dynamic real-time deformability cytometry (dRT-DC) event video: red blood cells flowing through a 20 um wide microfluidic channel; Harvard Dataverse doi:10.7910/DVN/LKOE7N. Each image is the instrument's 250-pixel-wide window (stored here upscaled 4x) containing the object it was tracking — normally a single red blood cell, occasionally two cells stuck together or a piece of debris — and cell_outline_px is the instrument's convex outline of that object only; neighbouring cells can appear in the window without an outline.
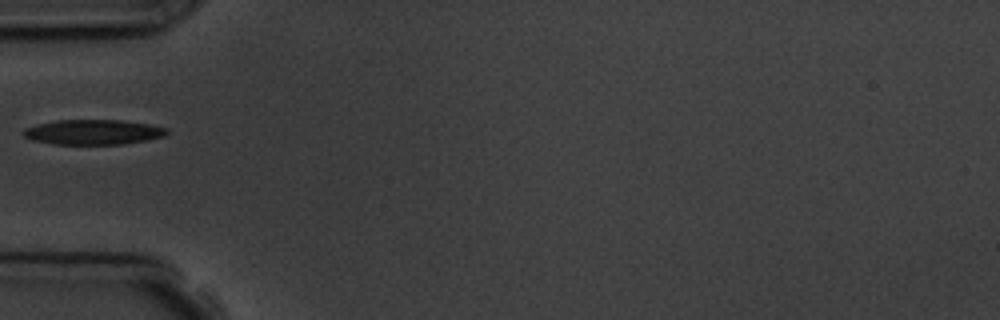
{"species": "common noctule bat (a hibernating species)", "species_latin": "Nyctalus noctula", "temperature_condition": "room temperature", "stored_images_in_passage": 1, "camera_frame_rate_fps": 3000, "um_per_image_px": 0.085, "animal": {"sex": "male", "body_mass_g": 19.5, "forearm_length_mm": 54.6}, "frame": {"image": 1, "passage_image": 1, "time_ms": 0.0, "image_size_px": [1000, 320], "cell_outline_px": [[168, 132], [164, 136], [144, 140], [120, 144], [56, 144], [32, 140], [24, 136], [20, 132], [24, 128], [36, 124], [56, 120], [124, 120], [148, 124], [168, 128]], "centroid_in_image_um": [7.87, 11.22], "position_along_channel_um": 77.1, "area_um2": 20.87}}